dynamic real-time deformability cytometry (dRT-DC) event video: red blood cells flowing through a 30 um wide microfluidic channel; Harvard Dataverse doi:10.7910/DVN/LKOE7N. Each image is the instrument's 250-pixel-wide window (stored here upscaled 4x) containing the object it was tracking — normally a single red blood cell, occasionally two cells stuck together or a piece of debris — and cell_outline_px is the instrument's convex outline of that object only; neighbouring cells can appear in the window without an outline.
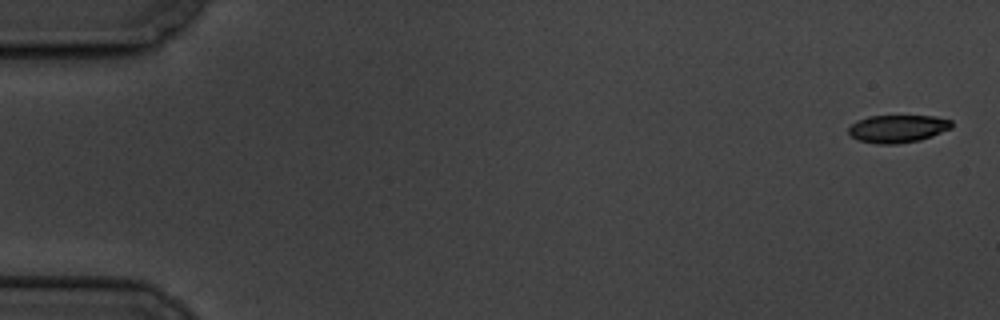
{"species": "common noctule bat (a hibernating species)", "species_latin": "Nyctalus noctula", "temperature_condition": "cold", "stored_images_in_passage": 5, "camera_frame_rate_fps": 3000, "um_per_image_px": 0.085, "animal": {"sex": "male", "body_mass_g": 19.5, "forearm_length_mm": 54.6}, "frame": {"image": 1, "passage_image": 1, "time_ms": 0.0, "image_size_px": [1000, 320], "cell_outline_px": [[952, 128], [932, 136], [920, 140], [896, 144], [876, 144], [856, 140], [848, 132], [848, 128], [856, 120], [868, 116], [936, 116], [952, 120]], "centroid_in_image_um": [76.29, 10.94], "position_along_channel_um": 8.7, "area_um2": 16.82}}
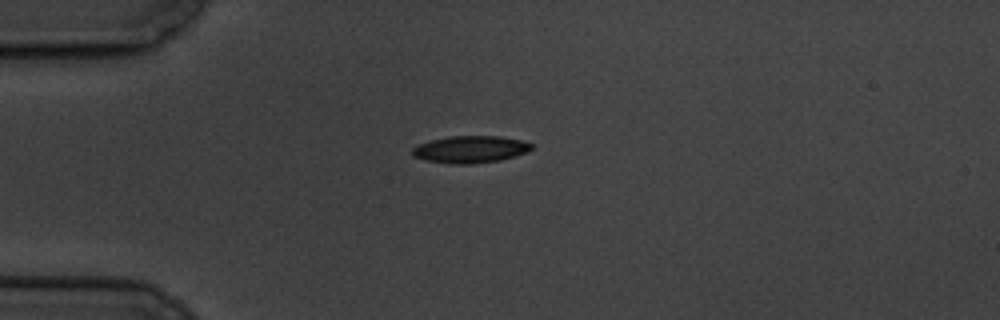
{"frame": {"image": 2, "passage_image": 5, "time_ms": 4.667, "image_size_px": [1000, 320], "cell_outline_px": [[532, 148], [528, 152], [516, 156], [500, 160], [472, 164], [452, 164], [424, 160], [412, 156], [412, 148], [420, 144], [432, 140], [448, 136], [500, 136], [524, 140], [532, 144]], "centroid_in_image_um": [40.0, 12.7], "position_along_channel_um": 45.0, "area_um2": 18.96}}